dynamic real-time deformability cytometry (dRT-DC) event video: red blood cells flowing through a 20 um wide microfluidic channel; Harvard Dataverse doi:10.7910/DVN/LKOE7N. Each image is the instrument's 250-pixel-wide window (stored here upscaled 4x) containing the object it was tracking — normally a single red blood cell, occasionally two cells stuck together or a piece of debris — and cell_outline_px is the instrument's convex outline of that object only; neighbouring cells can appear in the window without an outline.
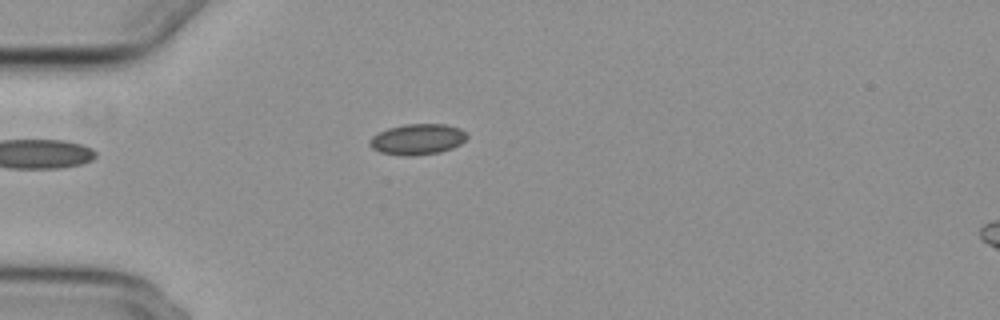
{"species": "common noctule bat (a hibernating species)", "species_latin": "Nyctalus noctula", "temperature_condition": "cold", "stored_images_in_passage": 41, "camera_frame_rate_fps": 3000, "um_per_image_px": 0.085, "animal": {"sex": "female", "body_mass_g": 29.2, "forearm_length_mm": 56.3}, "frame": {"image": 1, "passage_image": 1, "time_ms": 0.0, "image_size_px": [1000, 320], "cell_outline_px": [[468, 136], [460, 144], [452, 148], [440, 152], [416, 156], [404, 156], [380, 152], [372, 148], [368, 144], [368, 140], [372, 136], [388, 128], [404, 124], [448, 124], [460, 128]], "centroid_in_image_um": [35.47, 11.84], "position_along_channel_um": 49.5, "area_um2": 17.57}}
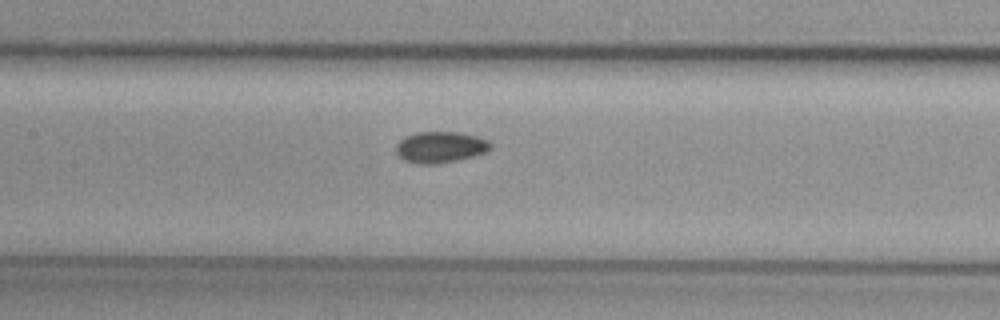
{"frame": {"image": 2, "passage_image": 12, "time_ms": 3.667, "image_size_px": [1000, 320], "cell_outline_px": [[492, 148], [484, 152], [472, 156], [456, 160], [436, 164], [416, 164], [404, 160], [396, 152], [396, 144], [404, 136], [416, 132], [460, 132], [476, 136], [488, 140], [492, 144]], "centroid_in_image_um": [37.41, 12.5], "position_along_channel_um": 170.0, "area_um2": 17.22}}
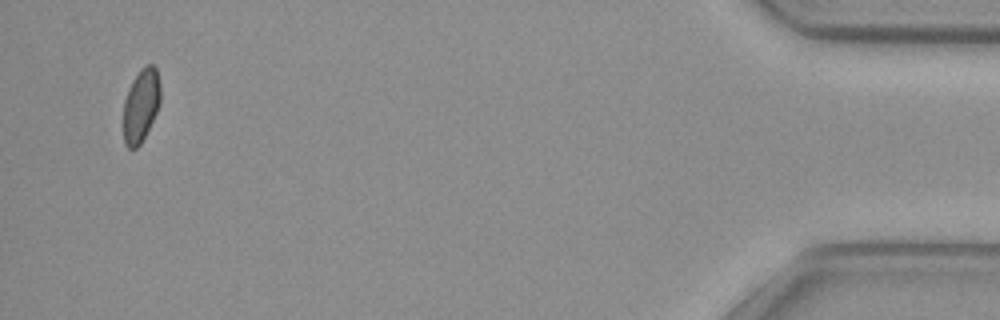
{"frame": {"image": 3, "passage_image": 39, "time_ms": 12.667, "image_size_px": [1000, 320], "cell_outline_px": [[160, 100], [156, 112], [140, 144], [136, 148], [128, 148], [124, 144], [124, 100], [128, 88], [132, 80], [140, 68], [144, 64], [152, 64], [156, 68], [160, 84]], "centroid_in_image_um": [11.97, 8.9], "position_along_channel_um": 423.2, "area_um2": 15.72}, "authors_computed_cell_mechanics": {"area_um2": 16.6464, "velocity_mm_per_s": 3.7245, "shape_relaxation_time_tau1_ms": null, "shape_relaxation_time_tau2_ms": 4.198, "deformation_change_tau1": null, "deformation_change_tau2": 0.0544}}